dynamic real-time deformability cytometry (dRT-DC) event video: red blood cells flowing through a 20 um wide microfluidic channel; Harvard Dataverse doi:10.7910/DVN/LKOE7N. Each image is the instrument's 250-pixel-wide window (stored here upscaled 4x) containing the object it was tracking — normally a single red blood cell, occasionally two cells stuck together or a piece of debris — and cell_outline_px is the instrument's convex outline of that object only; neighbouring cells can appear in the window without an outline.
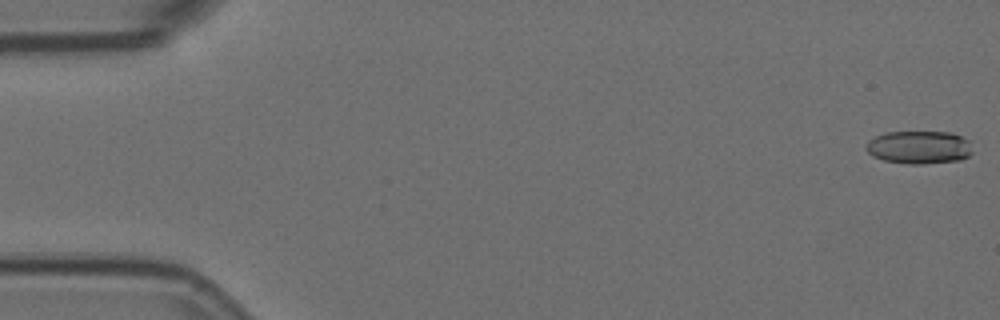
{"species": "Egyptian fruit bat (a non-hibernating species)", "species_latin": "Rousettus aegyptiacus", "temperature_condition": "room temperature", "stored_images_in_passage": 7, "camera_frame_rate_fps": 3000, "um_per_image_px": 0.085, "animal": {"sex": "female"}, "frame": {"image": 1, "passage_image": 1, "time_ms": 0.0, "image_size_px": [1000, 320], "cell_outline_px": [[972, 152], [968, 156], [960, 160], [924, 164], [908, 164], [884, 160], [872, 156], [864, 148], [868, 140], [884, 132], [952, 132], [972, 140]], "centroid_in_image_um": [78.15, 12.51], "position_along_channel_um": 6.8, "area_um2": 20.87}}
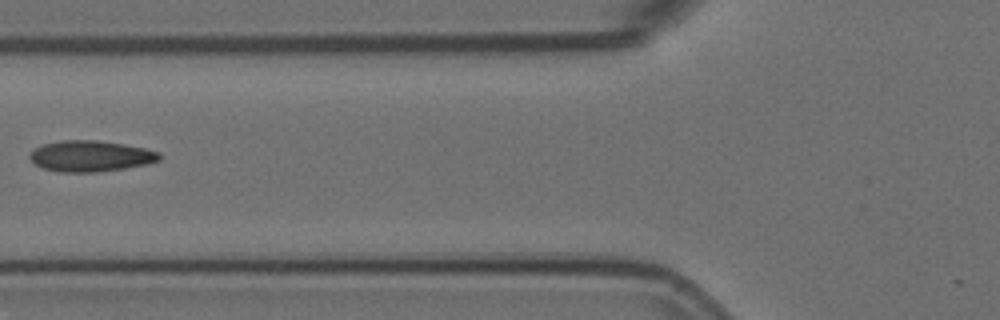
{"frame": {"image": 2, "passage_image": 6, "time_ms": 1.667, "image_size_px": [1000, 320], "cell_outline_px": [[160, 160], [148, 164], [124, 168], [96, 172], [60, 172], [44, 168], [32, 164], [28, 156], [36, 148], [44, 144], [60, 140], [96, 140], [124, 144], [144, 148], [160, 152]], "centroid_in_image_um": [7.69, 13.27], "position_along_channel_um": 118.1, "area_um2": 23.41}}
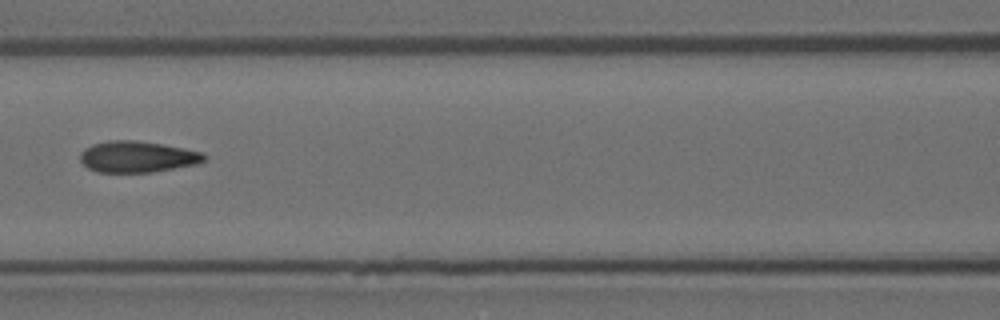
{"frame": {"image": 3, "passage_image": 7, "time_ms": 2.0, "image_size_px": [1000, 320], "cell_outline_px": [[208, 156], [204, 160], [196, 164], [152, 172], [96, 172], [88, 168], [80, 160], [80, 152], [84, 148], [92, 144], [108, 140], [136, 140], [164, 144], [204, 152]], "centroid_in_image_um": [11.67, 13.31], "position_along_channel_um": 154.9, "area_um2": 22.77}}